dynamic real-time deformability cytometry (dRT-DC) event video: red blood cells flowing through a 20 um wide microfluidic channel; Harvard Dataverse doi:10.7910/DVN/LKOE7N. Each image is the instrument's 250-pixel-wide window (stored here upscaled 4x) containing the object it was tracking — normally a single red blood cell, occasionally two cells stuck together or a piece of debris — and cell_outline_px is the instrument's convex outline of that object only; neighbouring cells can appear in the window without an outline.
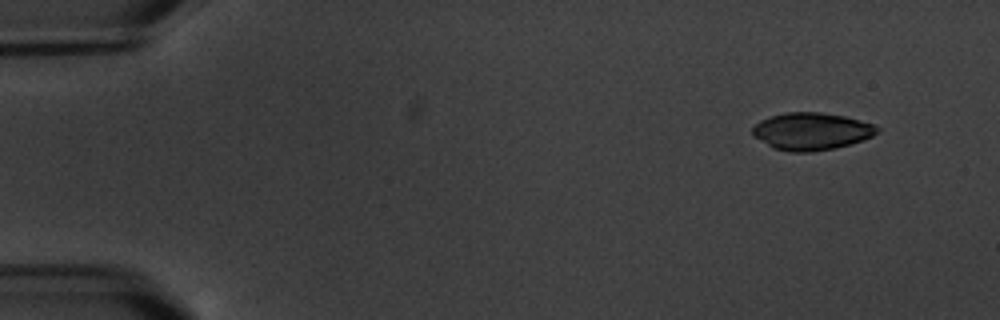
{"species": "common noctule bat (a hibernating species)", "species_latin": "Nyctalus noctula", "temperature_condition": "warm", "stored_images_in_passage": 6, "camera_frame_rate_fps": 3000, "um_per_image_px": 0.085, "animal": {"sex": "male", "body_mass_g": 20.1, "forearm_length_mm": 53.5}, "frame": {"image": 1, "passage_image": 6, "time_ms": 6.0, "image_size_px": [1000, 320], "cell_outline_px": [[880, 128], [872, 136], [836, 148], [812, 152], [792, 152], [772, 148], [752, 136], [752, 128], [760, 120], [784, 112], [820, 112], [844, 116], [872, 124]], "centroid_in_image_um": [68.91, 11.16], "position_along_channel_um": 16.1, "area_um2": 26.99}}